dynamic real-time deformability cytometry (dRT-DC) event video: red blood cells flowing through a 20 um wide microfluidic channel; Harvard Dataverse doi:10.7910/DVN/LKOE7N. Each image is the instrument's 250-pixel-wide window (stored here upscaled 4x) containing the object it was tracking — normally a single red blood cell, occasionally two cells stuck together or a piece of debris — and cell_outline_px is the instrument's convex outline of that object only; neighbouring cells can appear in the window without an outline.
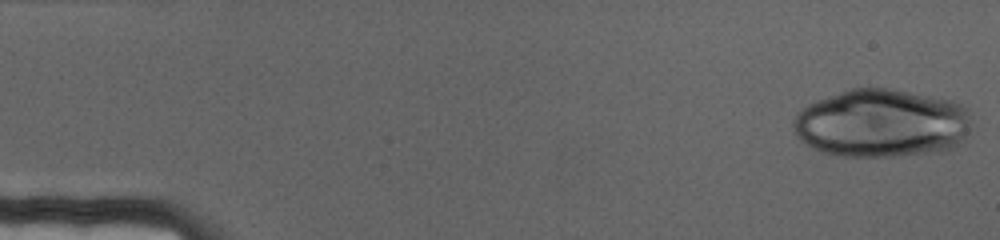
{"species": "human", "species_latin": "Homo sapiens", "temperature_condition": "cold", "stored_images_in_passage": 68, "camera_frame_rate_fps": 3000, "um_per_image_px": 0.085, "donor": {"sex": "female"}, "frame": {"image": 1, "passage_image": 1, "time_ms": 0.0, "image_size_px": [1000, 240], "cell_outline_px": [[972, 116], [968, 132], [964, 140], [960, 144], [948, 152], [896, 156], [844, 156], [824, 152], [812, 148], [800, 140], [792, 132], [792, 120], [796, 112], [808, 104], [816, 100], [852, 88], [892, 88], [952, 100], [964, 104], [968, 108]], "centroid_in_image_um": [74.97, 10.48], "position_along_channel_um": 10.0, "area_um2": 72.13}}